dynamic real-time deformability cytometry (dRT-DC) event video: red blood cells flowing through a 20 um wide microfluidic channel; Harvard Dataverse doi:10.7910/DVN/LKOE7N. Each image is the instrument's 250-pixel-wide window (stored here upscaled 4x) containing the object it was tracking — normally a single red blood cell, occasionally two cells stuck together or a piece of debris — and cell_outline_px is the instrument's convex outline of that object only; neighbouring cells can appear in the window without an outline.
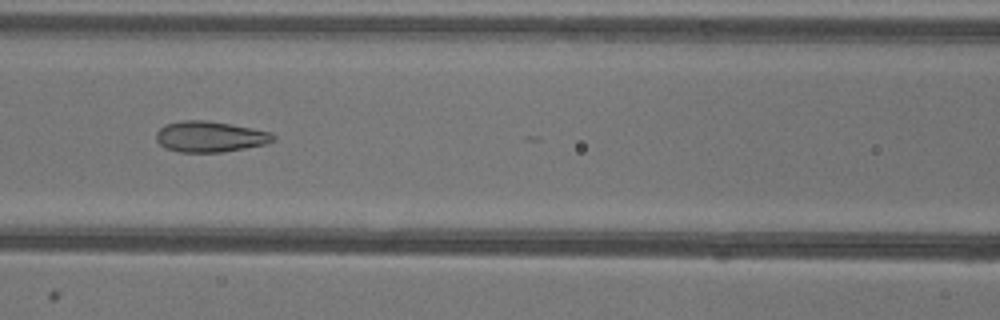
{"species": "common noctule bat (a hibernating species)", "species_latin": "Nyctalus noctula", "temperature_condition": "warm", "stored_images_in_passage": 19, "camera_frame_rate_fps": 3000, "um_per_image_px": 0.085, "animal": {"sex": "female"}, "frame": {"image": 1, "passage_image": 16, "time_ms": 5.0, "image_size_px": [1000, 320], "cell_outline_px": [[276, 140], [264, 144], [224, 152], [180, 152], [168, 148], [160, 144], [156, 140], [156, 132], [164, 124], [180, 120], [208, 120], [252, 128], [272, 132], [276, 136]], "centroid_in_image_um": [17.85, 11.6], "position_along_channel_um": 148.7, "area_um2": 21.1}}